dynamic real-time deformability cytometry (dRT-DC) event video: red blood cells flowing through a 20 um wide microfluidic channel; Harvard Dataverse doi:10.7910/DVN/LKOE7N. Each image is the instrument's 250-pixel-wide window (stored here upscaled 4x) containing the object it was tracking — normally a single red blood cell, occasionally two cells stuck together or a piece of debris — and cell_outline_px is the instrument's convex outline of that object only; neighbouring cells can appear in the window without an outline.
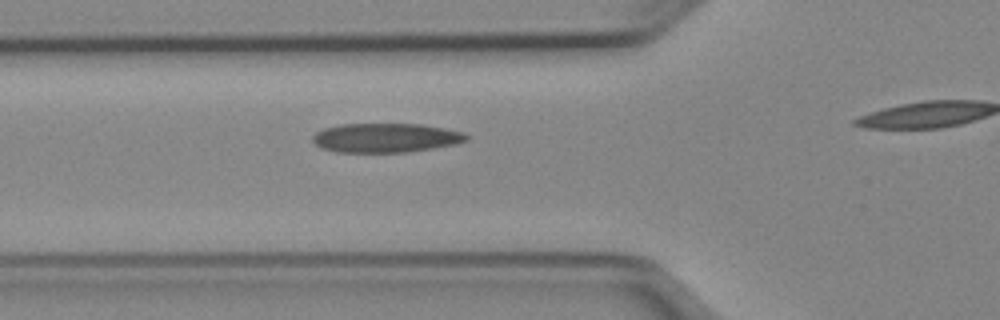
{"species": "Egyptian fruit bat (a non-hibernating species)", "species_latin": "Rousettus aegyptiacus", "temperature_condition": "cold", "stored_images_in_passage": 25, "camera_frame_rate_fps": 3000, "um_per_image_px": 0.085, "animal": {"sex": "female"}, "frame": {"image": 1, "passage_image": 8, "time_ms": 2.333, "image_size_px": [1000, 320], "cell_outline_px": [[468, 140], [456, 144], [432, 148], [404, 152], [336, 152], [320, 148], [312, 140], [312, 136], [316, 132], [324, 128], [340, 124], [420, 124], [444, 128], [464, 132], [468, 136]], "centroid_in_image_um": [32.77, 11.71], "position_along_channel_um": 93.0, "area_um2": 26.18}}